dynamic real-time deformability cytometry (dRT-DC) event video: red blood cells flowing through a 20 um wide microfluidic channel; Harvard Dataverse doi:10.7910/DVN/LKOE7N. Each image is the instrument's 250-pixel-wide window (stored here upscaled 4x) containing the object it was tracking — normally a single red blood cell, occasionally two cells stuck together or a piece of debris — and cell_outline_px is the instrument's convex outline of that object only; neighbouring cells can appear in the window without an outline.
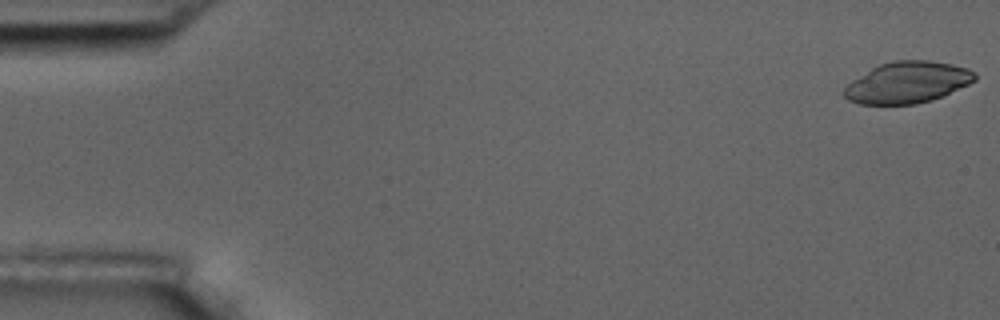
{"species": "common noctule bat (a hibernating species)", "species_latin": "Nyctalus noctula", "temperature_condition": "room temperature", "stored_images_in_passage": 9, "camera_frame_rate_fps": 3000, "um_per_image_px": 0.085, "animal": {"sex": "male", "body_mass_g": 17.5, "forearm_length_mm": 52.3}, "frame": {"image": 1, "passage_image": 1, "time_ms": 0.0, "image_size_px": [1000, 320], "cell_outline_px": [[976, 80], [944, 96], [932, 100], [916, 104], [860, 104], [848, 100], [840, 92], [852, 80], [872, 68], [880, 64], [896, 60], [928, 60], [952, 64], [968, 68], [976, 72]], "centroid_in_image_um": [77.14, 7.01], "position_along_channel_um": 7.9, "area_um2": 31.67}}